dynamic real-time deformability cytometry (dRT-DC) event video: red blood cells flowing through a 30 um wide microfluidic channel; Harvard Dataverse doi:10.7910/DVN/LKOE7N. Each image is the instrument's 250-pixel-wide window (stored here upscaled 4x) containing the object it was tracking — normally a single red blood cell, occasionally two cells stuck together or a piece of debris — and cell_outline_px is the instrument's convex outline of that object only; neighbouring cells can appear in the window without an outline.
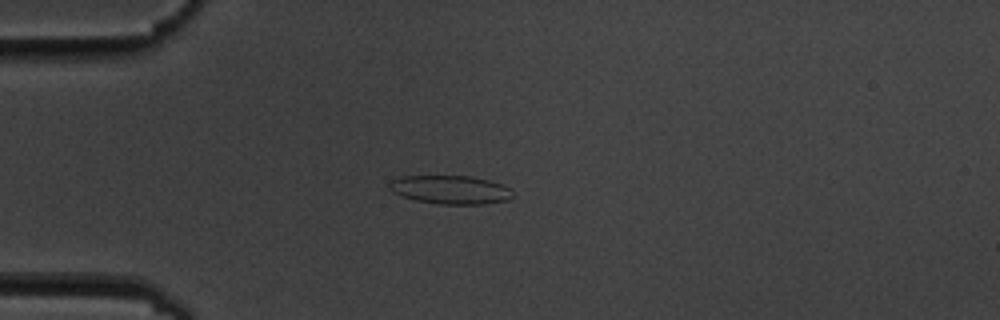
{"species": "common noctule bat (a hibernating species)", "species_latin": "Nyctalus noctula", "temperature_condition": "cold", "stored_images_in_passage": 7, "camera_frame_rate_fps": 3000, "um_per_image_px": 0.085, "animal": {"sex": "male", "body_mass_g": 19.5, "forearm_length_mm": 54.6}, "frame": {"image": 1, "passage_image": 5, "time_ms": 4.667, "image_size_px": [1000, 320], "cell_outline_px": [[512, 196], [508, 200], [484, 204], [440, 204], [416, 200], [392, 192], [388, 188], [388, 184], [392, 180], [400, 176], [472, 176], [488, 180], [512, 188]], "centroid_in_image_um": [38.29, 16.12], "position_along_channel_um": 46.7, "area_um2": 20.52}}
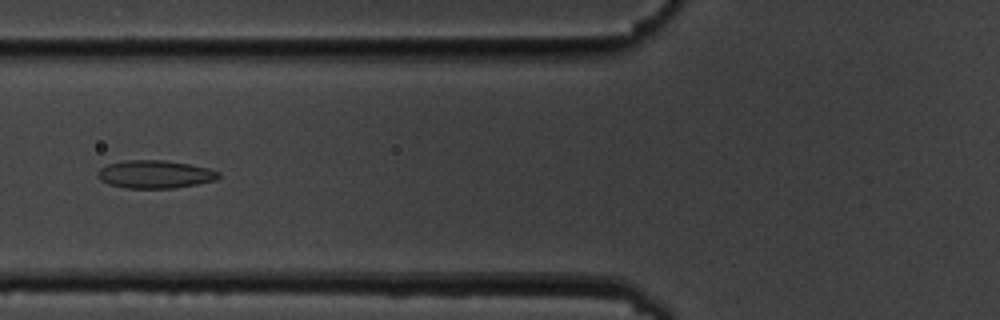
{"frame": {"image": 2, "passage_image": 7, "time_ms": 7.0, "image_size_px": [1000, 320], "cell_outline_px": [[220, 176], [216, 180], [196, 184], [172, 188], [124, 188], [108, 184], [100, 180], [96, 176], [96, 172], [100, 168], [108, 164], [124, 160], [164, 160], [188, 164], [208, 168], [220, 172]], "centroid_in_image_um": [13.13, 14.81], "position_along_channel_um": 112.7, "area_um2": 19.77}}